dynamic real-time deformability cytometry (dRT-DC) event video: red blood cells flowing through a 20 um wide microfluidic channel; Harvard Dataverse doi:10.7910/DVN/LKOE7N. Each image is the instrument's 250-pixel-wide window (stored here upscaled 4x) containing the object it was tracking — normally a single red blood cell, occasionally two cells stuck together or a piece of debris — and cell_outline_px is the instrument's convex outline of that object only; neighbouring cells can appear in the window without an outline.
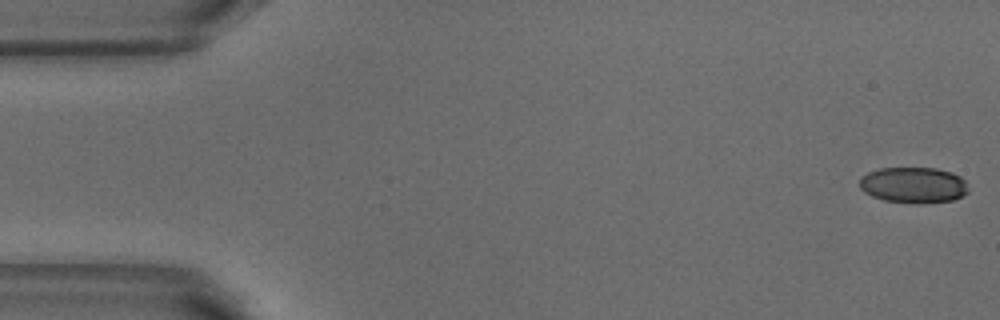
{"species": "common noctule bat (a hibernating species)", "species_latin": "Nyctalus noctula", "temperature_condition": "warm", "stored_images_in_passage": 5, "segment_of_instrument_passage": [2, 2], "camera_frame_rate_fps": 3000, "um_per_image_px": 0.085, "animal": {"sex": "male", "body_mass_g": 18.8}, "frame": {"image": 1, "passage_image": 5, "time_ms": 1.333, "image_size_px": [1000, 320], "cell_outline_px": [[968, 192], [952, 200], [920, 204], [884, 200], [872, 196], [864, 192], [860, 188], [860, 176], [868, 172], [880, 168], [936, 168], [952, 172], [960, 176], [964, 180], [968, 188]], "centroid_in_image_um": [77.63, 15.72], "position_along_channel_um": 7.4, "area_um2": 22.83}}